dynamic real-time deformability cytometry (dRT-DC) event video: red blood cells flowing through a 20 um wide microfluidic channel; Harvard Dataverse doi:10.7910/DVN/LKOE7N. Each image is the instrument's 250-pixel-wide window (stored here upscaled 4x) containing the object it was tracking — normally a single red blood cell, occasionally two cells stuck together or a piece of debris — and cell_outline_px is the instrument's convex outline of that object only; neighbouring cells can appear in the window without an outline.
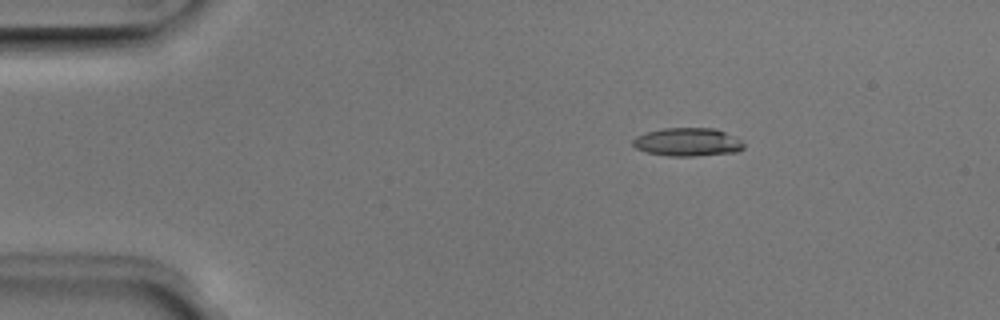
{"species": "Egyptian fruit bat (a non-hibernating species)", "species_latin": "Rousettus aegyptiacus", "temperature_condition": "room temperature", "stored_images_in_passage": 44, "camera_frame_rate_fps": 3000, "um_per_image_px": 0.085, "animal": {"sex": "male"}, "frame": {"image": 1, "passage_image": 1, "time_ms": 0.0, "image_size_px": [1000, 320], "cell_outline_px": [[744, 148], [736, 152], [696, 156], [668, 156], [648, 152], [636, 148], [632, 144], [632, 140], [636, 136], [648, 132], [664, 128], [716, 128], [736, 136], [744, 140]], "centroid_in_image_um": [58.5, 12.07], "position_along_channel_um": 26.5, "area_um2": 18.44}}
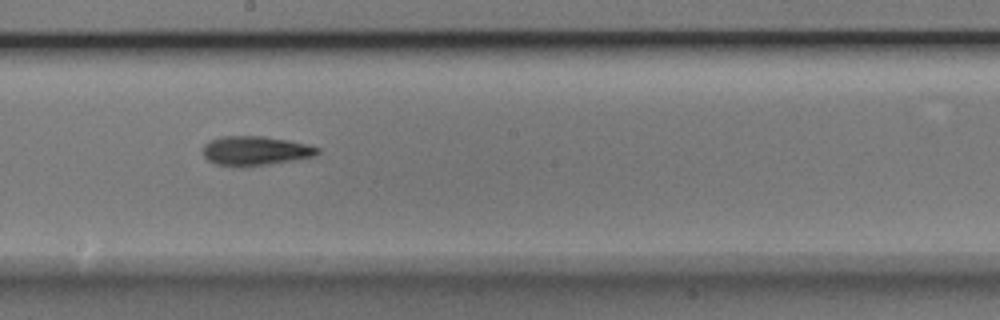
{"frame": {"image": 2, "passage_image": 21, "time_ms": 6.667, "image_size_px": [1000, 320], "cell_outline_px": [[320, 152], [316, 156], [244, 168], [240, 168], [216, 164], [208, 160], [204, 156], [200, 148], [208, 140], [224, 136], [264, 136], [288, 140], [308, 144], [320, 148]], "centroid_in_image_um": [21.66, 12.82], "position_along_channel_um": 226.5, "area_um2": 20.0}}
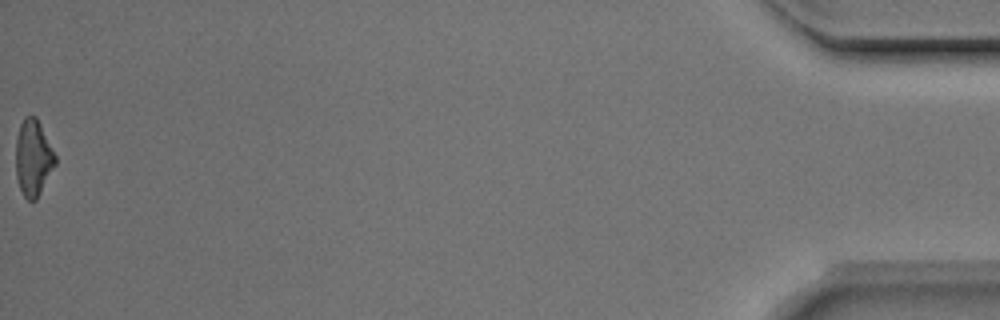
{"frame": {"image": 3, "passage_image": 44, "time_ms": 14.333, "image_size_px": [1000, 320], "cell_outline_px": [[56, 164], [36, 200], [28, 200], [24, 196], [20, 188], [16, 176], [16, 140], [20, 124], [24, 116], [36, 116], [56, 156]], "centroid_in_image_um": [2.82, 13.41], "position_along_channel_um": 432.4, "area_um2": 17.4}, "authors_computed_cell_mechanics": {"area_um2": 18.6983, "velocity_mm_per_s": 3.9864, "shape_relaxation_time_tau1_ms": 4.1558, "shape_relaxation_time_tau2_ms": 5.9006, "deformation_change_tau1": 0.1483, "deformation_change_tau2": 0.1739}}